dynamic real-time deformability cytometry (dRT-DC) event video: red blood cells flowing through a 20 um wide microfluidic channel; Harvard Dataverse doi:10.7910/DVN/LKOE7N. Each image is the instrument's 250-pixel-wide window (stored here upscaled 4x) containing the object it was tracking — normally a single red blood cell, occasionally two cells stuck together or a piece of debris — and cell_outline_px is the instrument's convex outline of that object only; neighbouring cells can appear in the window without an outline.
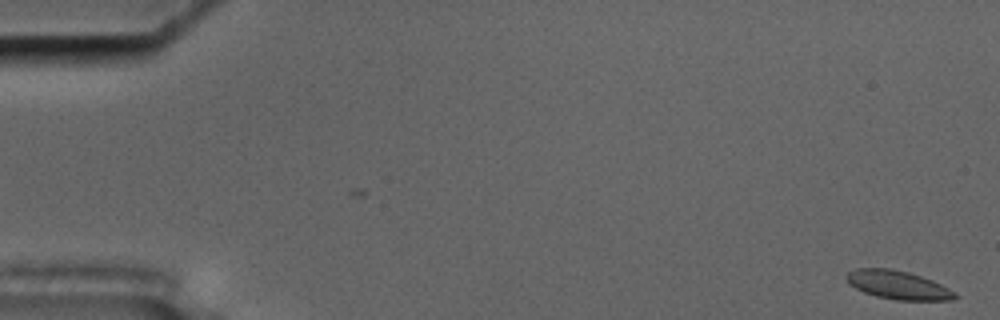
{"species": "common noctule bat (a hibernating species)", "species_latin": "Nyctalus noctula", "temperature_condition": "cold", "stored_images_in_passage": 57, "camera_frame_rate_fps": 3000, "um_per_image_px": 0.085, "animal": {"sex": "male", "body_mass_g": 17.5, "forearm_length_mm": 52.3}, "frame": {"image": 1, "passage_image": 1, "time_ms": 0.0, "image_size_px": [1000, 320], "cell_outline_px": [[960, 296], [952, 300], [896, 300], [876, 296], [864, 292], [848, 284], [844, 276], [848, 272], [856, 268], [892, 268], [908, 272], [932, 280], [956, 292]], "centroid_in_image_um": [76.31, 24.22], "position_along_channel_um": 8.7, "area_um2": 18.15}}
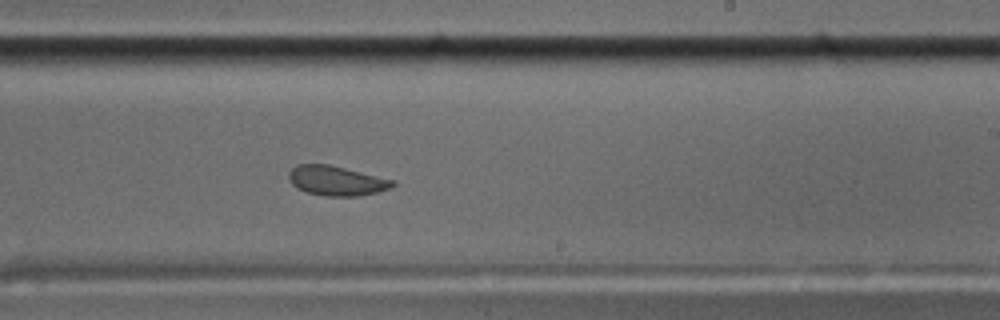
{"frame": {"image": 2, "passage_image": 35, "time_ms": 11.333, "image_size_px": [1000, 320], "cell_outline_px": [[396, 184], [392, 188], [376, 192], [356, 196], [324, 196], [308, 192], [296, 188], [288, 180], [288, 172], [296, 164], [328, 164], [396, 180]], "centroid_in_image_um": [28.59, 15.36], "position_along_channel_um": 260.4, "area_um2": 18.09}}
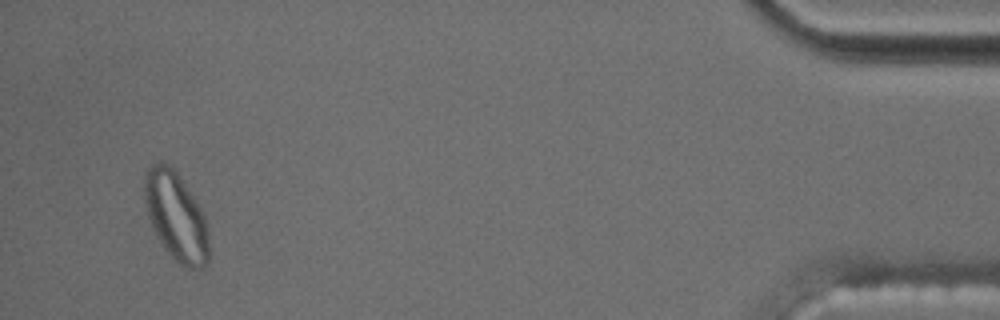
{"frame": {"image": 3, "passage_image": 55, "time_ms": 18.0, "image_size_px": [1000, 320], "cell_outline_px": [[208, 260], [200, 268], [188, 268], [180, 264], [164, 248], [152, 228], [148, 216], [144, 200], [144, 172], [152, 164], [160, 160], [168, 164], [176, 172], [200, 208], [204, 216], [208, 240]], "centroid_in_image_um": [14.91, 18.36], "position_along_channel_um": 420.3, "area_um2": 32.71}, "authors_computed_cell_mechanics": {"area_um2": 18.1492, "velocity_mm_per_s": 3.5049, "shape_relaxation_time_tau1_ms": 9.2925, "shape_relaxation_time_tau2_ms": 1.9975, "deformation_change_tau1": 0.1287, "deformation_change_tau2": 0.0634}}